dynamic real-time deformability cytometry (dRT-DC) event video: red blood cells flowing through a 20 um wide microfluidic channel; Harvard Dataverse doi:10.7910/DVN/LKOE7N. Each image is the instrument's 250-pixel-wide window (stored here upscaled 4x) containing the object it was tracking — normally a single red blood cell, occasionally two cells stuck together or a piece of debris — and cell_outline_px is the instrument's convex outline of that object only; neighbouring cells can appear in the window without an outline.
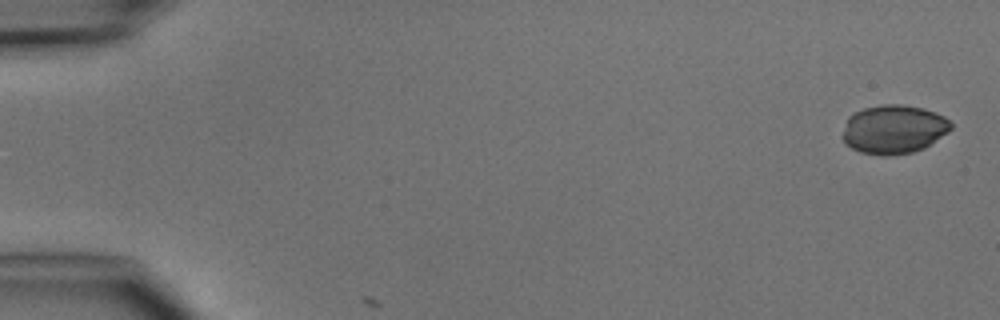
{"species": "common noctule bat (a hibernating species)", "species_latin": "Nyctalus noctula", "temperature_condition": "cold", "stored_images_in_passage": 2, "camera_frame_rate_fps": 3000, "um_per_image_px": 0.085, "animal": {"sex": "male", "body_mass_g": 15.6}, "frame": {"image": 1, "passage_image": 1, "time_ms": 0.0, "image_size_px": [1000, 320], "cell_outline_px": [[952, 128], [948, 132], [924, 148], [912, 152], [888, 156], [884, 156], [860, 152], [844, 144], [844, 132], [848, 116], [864, 108], [884, 104], [904, 104], [924, 108], [936, 112], [944, 116], [952, 124]], "centroid_in_image_um": [75.99, 10.99], "position_along_channel_um": 9.0, "area_um2": 30.81}}